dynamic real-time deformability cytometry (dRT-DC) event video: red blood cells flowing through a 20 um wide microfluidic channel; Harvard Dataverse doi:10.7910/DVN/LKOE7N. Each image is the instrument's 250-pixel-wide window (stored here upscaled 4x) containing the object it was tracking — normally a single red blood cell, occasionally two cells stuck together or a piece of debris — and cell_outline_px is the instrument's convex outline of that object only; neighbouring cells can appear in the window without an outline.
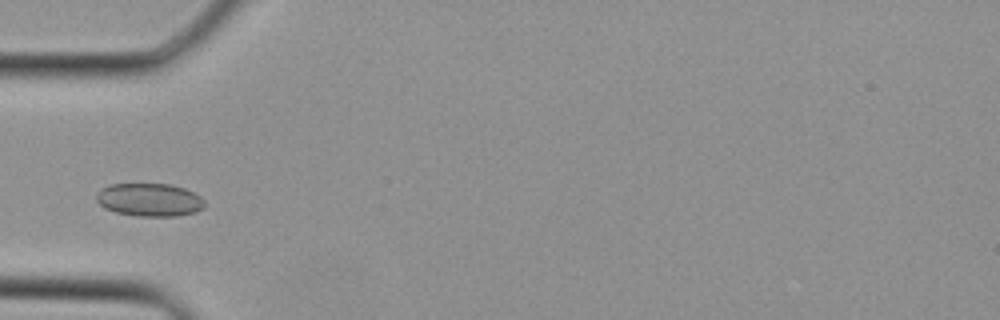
{"species": "Egyptian fruit bat (a non-hibernating species)", "species_latin": "Rousettus aegyptiacus", "temperature_condition": "cold", "stored_images_in_passage": 33, "camera_frame_rate_fps": 3000, "um_per_image_px": 0.085, "animal": {"sex": "female"}, "frame": {"image": 1, "passage_image": 9, "time_ms": 2.667, "image_size_px": [1000, 320], "cell_outline_px": [[204, 208], [196, 212], [176, 216], [136, 216], [116, 212], [104, 208], [96, 200], [96, 192], [108, 184], [172, 184], [184, 188], [200, 196], [204, 200]], "centroid_in_image_um": [12.69, 16.98], "position_along_channel_um": 72.3, "area_um2": 20.98}}
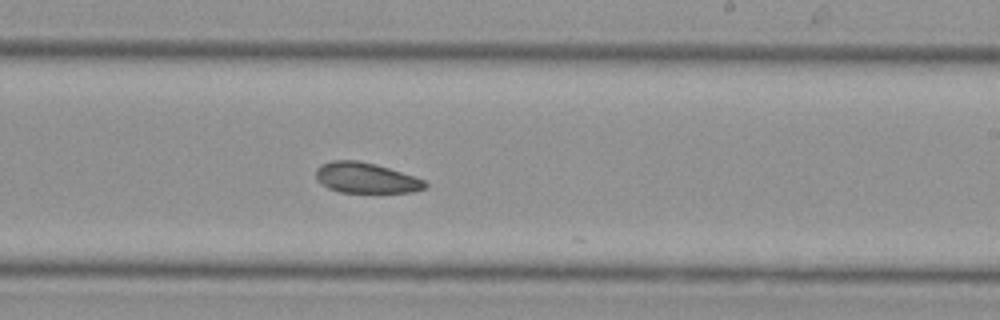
{"frame": {"image": 2, "passage_image": 19, "time_ms": 6.0, "image_size_px": [1000, 320], "cell_outline_px": [[428, 188], [412, 192], [340, 192], [328, 188], [316, 180], [316, 168], [320, 164], [332, 160], [356, 160], [376, 164], [424, 180], [428, 184]], "centroid_in_image_um": [31.08, 15.12], "position_along_channel_um": 257.9, "area_um2": 19.36}}
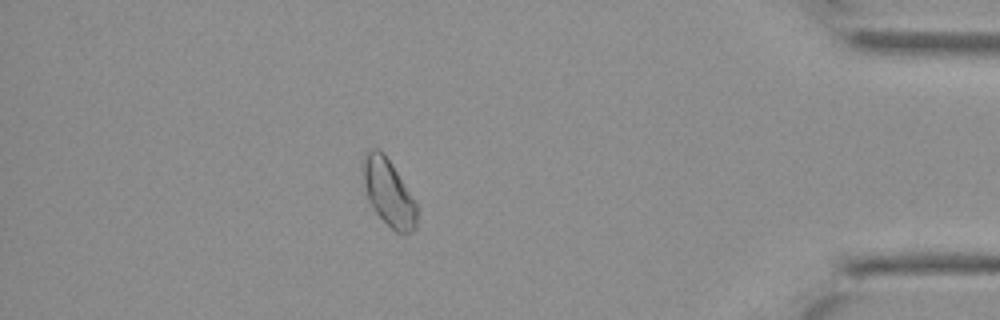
{"frame": {"image": 3, "passage_image": 29, "time_ms": 9.333, "image_size_px": [1000, 320], "cell_outline_px": [[416, 228], [412, 232], [396, 232], [372, 208], [368, 200], [364, 184], [364, 152], [372, 148], [380, 148], [392, 164], [416, 204]], "centroid_in_image_um": [33.01, 16.35], "position_along_channel_um": 402.2, "area_um2": 20.4}}